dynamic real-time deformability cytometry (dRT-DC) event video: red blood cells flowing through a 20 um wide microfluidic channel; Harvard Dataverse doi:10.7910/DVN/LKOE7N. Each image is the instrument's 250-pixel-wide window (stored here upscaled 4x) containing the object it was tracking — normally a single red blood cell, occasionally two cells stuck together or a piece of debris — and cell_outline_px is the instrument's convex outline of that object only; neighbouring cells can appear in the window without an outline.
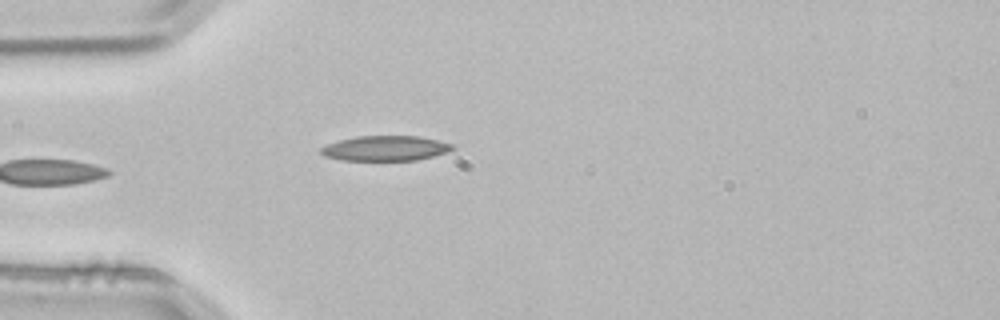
{"species": "common noctule bat (a hibernating species)", "species_latin": "Nyctalus noctula", "temperature_condition": "room temperature", "stored_images_in_passage": 4, "camera_frame_rate_fps": 3000, "um_per_image_px": 0.085, "animal": {"sex": "male", "body_mass_g": 21.5, "forearm_length_mm": 52.0}, "frame": {"image": 1, "passage_image": 4, "time_ms": 1.0, "image_size_px": [1000, 320], "cell_outline_px": [[456, 148], [448, 152], [416, 160], [340, 160], [324, 156], [320, 152], [320, 148], [328, 144], [340, 140], [356, 136], [420, 136], [452, 144]], "centroid_in_image_um": [32.75, 12.6], "position_along_channel_um": 52.2, "area_um2": 19.13}}